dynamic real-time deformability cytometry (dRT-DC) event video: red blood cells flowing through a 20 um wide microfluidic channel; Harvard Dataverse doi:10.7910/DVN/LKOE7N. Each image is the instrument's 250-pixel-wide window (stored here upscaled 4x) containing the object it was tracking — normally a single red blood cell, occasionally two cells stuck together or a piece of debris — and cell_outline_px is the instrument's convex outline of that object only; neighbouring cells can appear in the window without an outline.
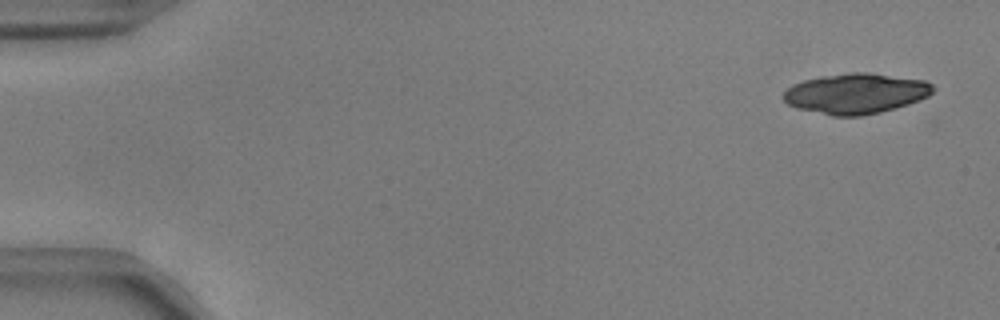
{"species": "common noctule bat (a hibernating species)", "species_latin": "Nyctalus noctula", "temperature_condition": "warm", "stored_images_in_passage": 52, "camera_frame_rate_fps": 3000, "um_per_image_px": 0.085, "animal": {"sex": "male", "body_mass_g": 17.9, "forearm_length_mm": 54.2}, "frame": {"image": 1, "passage_image": 1, "time_ms": 0.0, "image_size_px": [1000, 320], "cell_outline_px": [[936, 88], [928, 96], [880, 112], [860, 116], [832, 116], [796, 108], [788, 104], [784, 100], [784, 92], [792, 84], [804, 80], [820, 76], [852, 72], [868, 72], [924, 80], [932, 84]], "centroid_in_image_um": [72.71, 7.94], "position_along_channel_um": 12.3, "area_um2": 34.91}}